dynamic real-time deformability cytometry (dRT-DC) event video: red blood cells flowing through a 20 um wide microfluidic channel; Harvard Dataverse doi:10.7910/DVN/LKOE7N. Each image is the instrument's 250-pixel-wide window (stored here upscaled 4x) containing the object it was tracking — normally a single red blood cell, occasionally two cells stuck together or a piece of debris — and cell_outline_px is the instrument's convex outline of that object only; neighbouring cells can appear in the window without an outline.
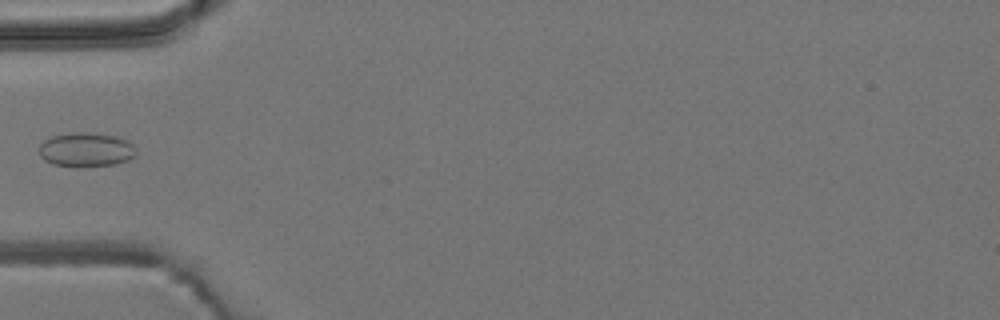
{"species": "common noctule bat (a hibernating species)", "species_latin": "Nyctalus noctula", "temperature_condition": "room temperature", "stored_images_in_passage": 4, "camera_frame_rate_fps": 3000, "um_per_image_px": 0.085, "animal": {"sex": "male", "body_mass_g": 19.2, "forearm_length_mm": 51.8}, "frame": {"image": 1, "passage_image": 3, "time_ms": 2.333, "image_size_px": [1000, 320], "cell_outline_px": [[136, 156], [128, 160], [116, 164], [80, 168], [72, 168], [52, 164], [44, 160], [40, 156], [40, 144], [44, 140], [52, 136], [76, 132], [84, 132], [116, 136], [128, 140], [136, 148]], "centroid_in_image_um": [7.33, 12.75], "position_along_channel_um": 77.7, "area_um2": 19.77}}
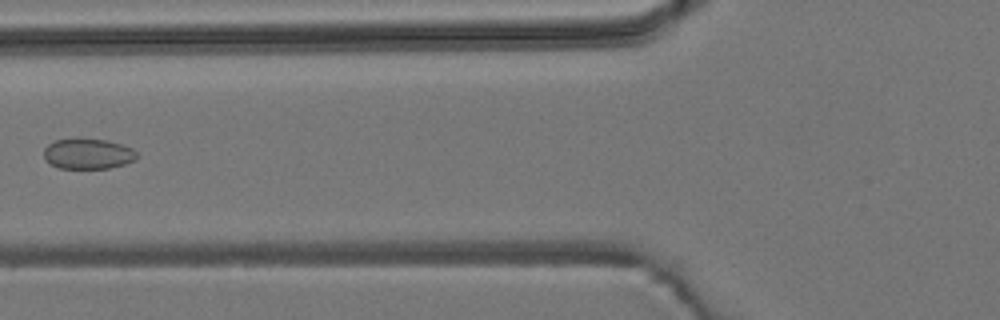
{"frame": {"image": 2, "passage_image": 4, "time_ms": 3.333, "image_size_px": [1000, 320], "cell_outline_px": [[136, 160], [124, 164], [108, 168], [60, 168], [44, 160], [44, 148], [48, 144], [56, 140], [80, 136], [84, 136], [108, 140], [132, 148], [136, 152]], "centroid_in_image_um": [7.45, 13.03], "position_along_channel_um": 118.3, "area_um2": 16.94}}